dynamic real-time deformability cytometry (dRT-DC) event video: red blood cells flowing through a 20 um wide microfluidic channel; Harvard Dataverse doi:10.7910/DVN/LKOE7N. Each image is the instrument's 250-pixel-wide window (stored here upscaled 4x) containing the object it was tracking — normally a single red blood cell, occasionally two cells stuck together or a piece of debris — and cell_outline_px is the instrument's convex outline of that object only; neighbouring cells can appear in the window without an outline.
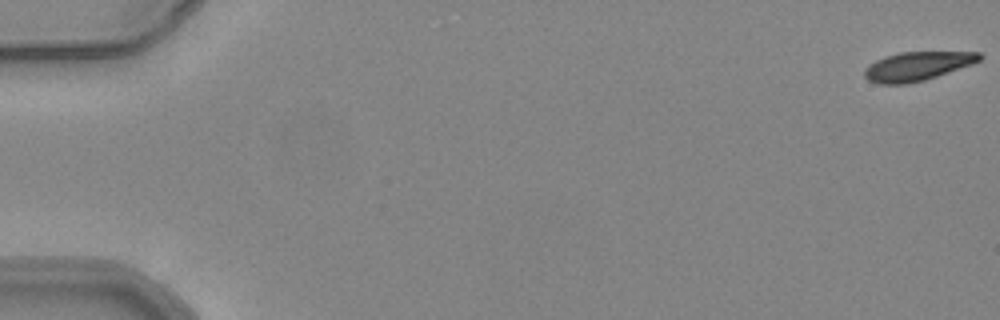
{"species": "common noctule bat (a hibernating species)", "species_latin": "Nyctalus noctula", "temperature_condition": "warm", "stored_images_in_passage": 54, "camera_frame_rate_fps": 3000, "um_per_image_px": 0.085, "animal": {"sex": "female", "body_mass_g": 24.6, "forearm_length_mm": 56.2}, "frame": {"image": 1, "passage_image": 1, "time_ms": 0.0, "image_size_px": [1000, 320], "cell_outline_px": [[984, 56], [980, 60], [972, 64], [924, 80], [908, 84], [880, 84], [868, 80], [864, 76], [864, 68], [868, 64], [884, 56], [900, 52], [980, 52]], "centroid_in_image_um": [77.93, 5.62], "position_along_channel_um": 7.1, "area_um2": 19.36}}
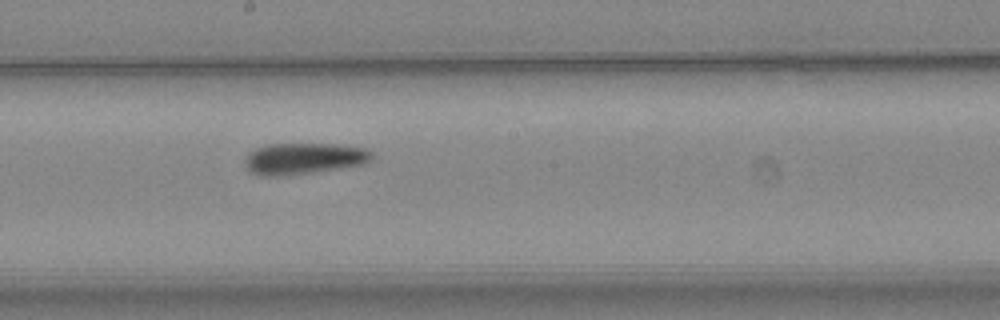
{"frame": {"image": 2, "passage_image": 31, "time_ms": 10.0, "image_size_px": [1000, 320], "cell_outline_px": [[372, 160], [368, 164], [316, 172], [280, 176], [256, 176], [248, 172], [244, 168], [244, 160], [248, 152], [256, 148], [268, 144], [336, 144], [364, 148], [372, 152]], "centroid_in_image_um": [25.78, 13.49], "position_along_channel_um": 222.4, "area_um2": 23.76}}
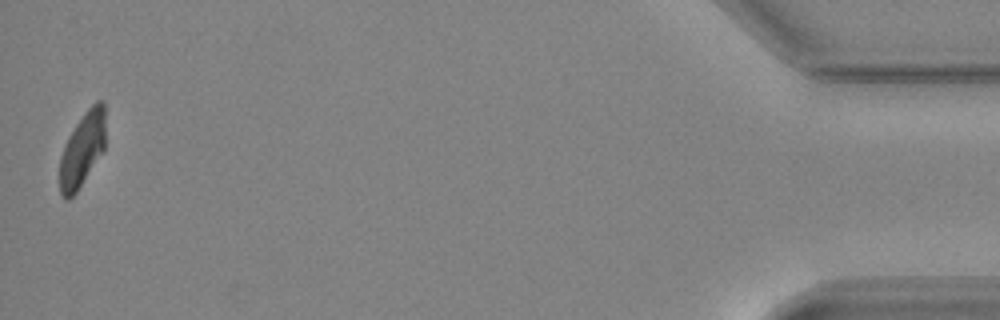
{"frame": {"image": 3, "passage_image": 54, "time_ms": 17.667, "image_size_px": [1000, 320], "cell_outline_px": [[104, 152], [76, 192], [68, 200], [64, 200], [60, 192], [60, 156], [64, 144], [68, 136], [84, 112], [96, 100], [104, 100]], "centroid_in_image_um": [6.99, 12.71], "position_along_channel_um": 428.2, "area_um2": 19.88}, "authors_computed_cell_mechanics": {"area_um2": 21.9929, "velocity_mm_per_s": 3.8727, "shape_relaxation_time_tau1_ms": 5.6672, "shape_relaxation_time_tau2_ms": 8.9219, "deformation_change_tau1": 0.1926, "deformation_change_tau2": 0.1745}}